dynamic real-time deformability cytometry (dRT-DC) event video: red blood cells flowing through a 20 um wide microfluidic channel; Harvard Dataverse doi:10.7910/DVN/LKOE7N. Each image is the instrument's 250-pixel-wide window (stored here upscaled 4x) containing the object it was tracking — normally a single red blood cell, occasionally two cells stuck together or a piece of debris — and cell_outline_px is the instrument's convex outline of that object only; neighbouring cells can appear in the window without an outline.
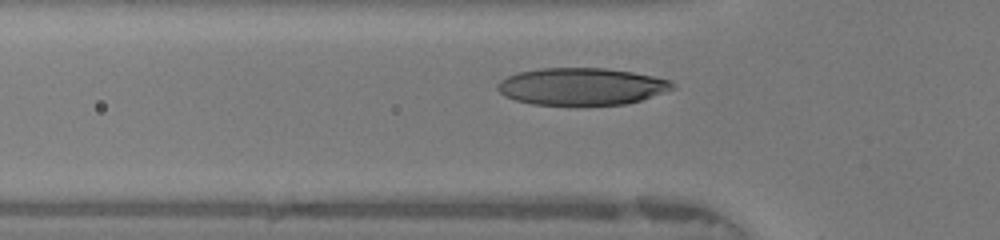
{"species": "human", "species_latin": "Homo sapiens", "temperature_condition": "warm", "stored_images_in_passage": 35, "camera_frame_rate_fps": 3000, "um_per_image_px": 0.085, "donor": {"sex": "female"}, "frame": {"image": 1, "passage_image": 11, "time_ms": 3.333, "image_size_px": [1000, 240], "cell_outline_px": [[676, 88], [628, 104], [576, 108], [532, 104], [516, 100], [504, 96], [496, 88], [496, 84], [500, 80], [508, 76], [520, 72], [540, 68], [604, 68], [632, 72], [672, 80], [676, 84]], "centroid_in_image_um": [49.43, 7.4], "position_along_channel_um": 76.4, "area_um2": 39.07}}
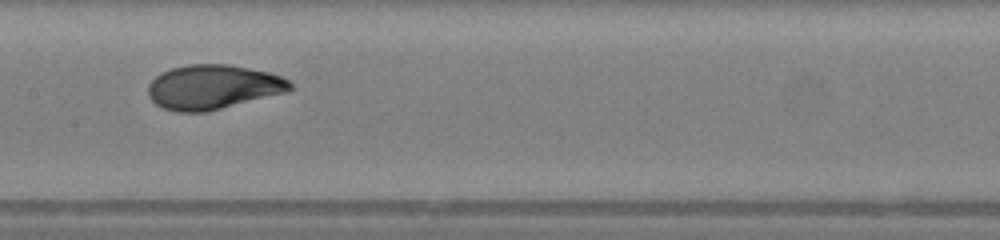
{"frame": {"image": 2, "passage_image": 19, "time_ms": 6.0, "image_size_px": [1000, 240], "cell_outline_px": [[292, 88], [288, 92], [204, 112], [176, 112], [164, 108], [156, 104], [148, 96], [148, 84], [160, 72], [172, 68], [188, 64], [228, 64], [268, 72], [280, 76], [288, 80], [292, 84]], "centroid_in_image_um": [18.08, 7.39], "position_along_channel_um": 189.3, "area_um2": 36.7}}
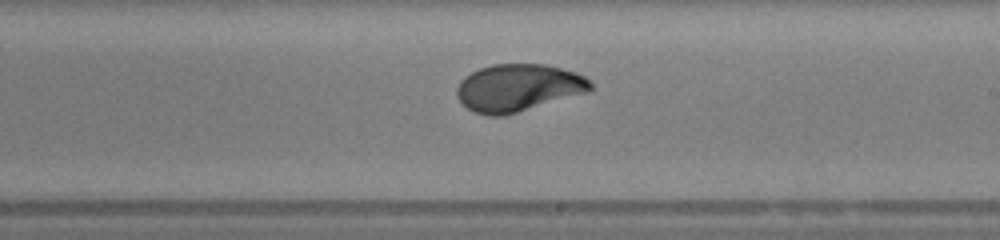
{"frame": {"image": 3, "passage_image": 23, "time_ms": 7.333, "image_size_px": [1000, 240], "cell_outline_px": [[592, 88], [588, 92], [504, 116], [488, 116], [476, 112], [468, 108], [456, 96], [456, 88], [460, 80], [464, 76], [480, 68], [492, 64], [544, 64], [576, 72], [584, 76], [592, 84]], "centroid_in_image_um": [44.03, 7.46], "position_along_channel_um": 245.0, "area_um2": 36.82}, "authors_computed_cell_mechanics": {"area_um2": 35.8938, "velocity_mm_per_s": 4.1962, "shape_relaxation_time_tau1_ms": 6.1195, "shape_relaxation_time_tau2_ms": null, "deformation_change_tau1": 0.2438, "deformation_change_tau2": null}}